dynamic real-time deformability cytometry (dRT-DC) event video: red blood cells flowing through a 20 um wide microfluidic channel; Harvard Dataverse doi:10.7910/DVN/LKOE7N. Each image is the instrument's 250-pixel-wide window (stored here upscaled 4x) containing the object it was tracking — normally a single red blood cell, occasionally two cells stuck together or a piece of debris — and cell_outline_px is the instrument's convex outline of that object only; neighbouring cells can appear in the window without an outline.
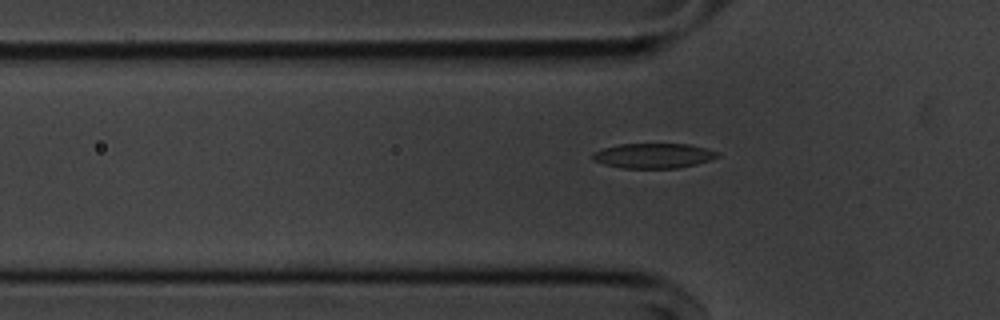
{"species": "common noctule bat (a hibernating species)", "species_latin": "Nyctalus noctula", "temperature_condition": "cold", "stored_images_in_passage": 49, "camera_frame_rate_fps": 3000, "um_per_image_px": 0.085, "animal": {"sex": "male", "body_mass_g": 20.1, "forearm_length_mm": 53.5}, "frame": {"image": 1, "passage_image": 17, "time_ms": 5.333, "image_size_px": [1000, 320], "cell_outline_px": [[720, 156], [696, 164], [676, 168], [624, 168], [604, 164], [592, 160], [592, 152], [604, 148], [620, 144], [688, 144], [720, 152]], "centroid_in_image_um": [55.53, 13.23], "position_along_channel_um": 70.3, "area_um2": 18.03}}
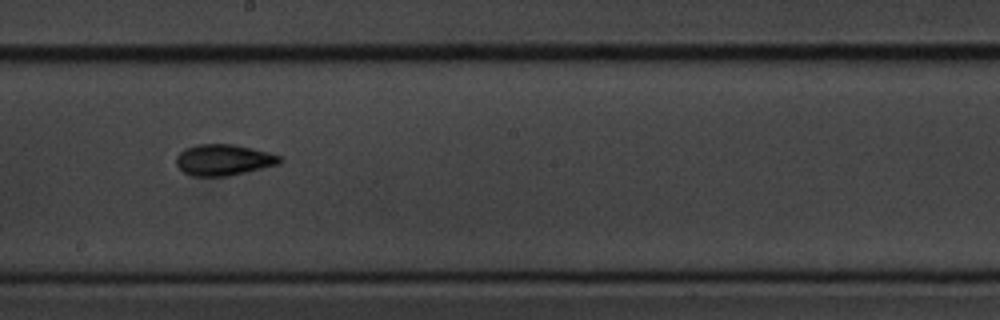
{"frame": {"image": 2, "passage_image": 30, "time_ms": 9.667, "image_size_px": [1000, 320], "cell_outline_px": [[284, 160], [280, 164], [228, 176], [192, 176], [184, 172], [176, 164], [176, 156], [184, 148], [196, 144], [232, 144], [252, 148], [268, 152], [280, 156]], "centroid_in_image_um": [19.0, 13.58], "position_along_channel_um": 229.2, "area_um2": 18.84}}
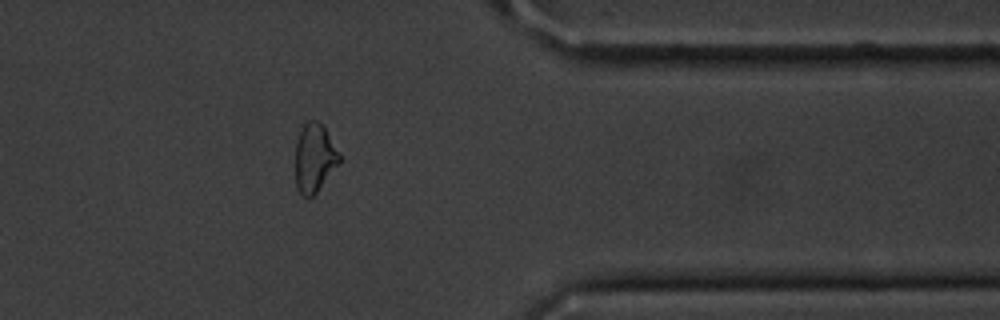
{"frame": {"image": 3, "passage_image": 44, "time_ms": 14.333, "image_size_px": [1000, 320], "cell_outline_px": [[340, 160], [316, 192], [308, 200], [296, 188], [296, 144], [300, 132], [304, 124], [308, 120], [316, 120], [324, 124], [340, 152]], "centroid_in_image_um": [26.73, 13.38], "position_along_channel_um": 384.7, "area_um2": 17.51}}